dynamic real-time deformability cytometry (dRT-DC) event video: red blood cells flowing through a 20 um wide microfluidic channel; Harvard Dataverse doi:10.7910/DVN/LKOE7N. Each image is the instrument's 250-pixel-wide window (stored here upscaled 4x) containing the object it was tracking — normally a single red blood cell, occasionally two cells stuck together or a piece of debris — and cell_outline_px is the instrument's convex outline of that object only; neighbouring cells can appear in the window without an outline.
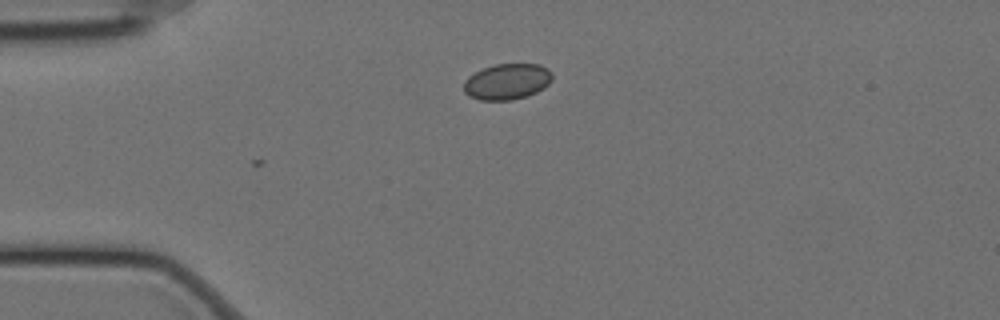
{"species": "Egyptian fruit bat (a non-hibernating species)", "species_latin": "Rousettus aegyptiacus", "temperature_condition": "cold", "stored_images_in_passage": 2, "camera_frame_rate_fps": 3000, "um_per_image_px": 0.085, "animal": {"sex": "female"}, "frame": {"image": 1, "passage_image": 2, "time_ms": 0.333, "image_size_px": [1000, 320], "cell_outline_px": [[552, 80], [544, 88], [528, 96], [512, 100], [480, 100], [468, 96], [464, 92], [464, 80], [468, 76], [484, 68], [496, 64], [540, 64], [548, 68], [552, 72]], "centroid_in_image_um": [43.11, 6.94], "position_along_channel_um": 41.9, "area_um2": 18.67}}